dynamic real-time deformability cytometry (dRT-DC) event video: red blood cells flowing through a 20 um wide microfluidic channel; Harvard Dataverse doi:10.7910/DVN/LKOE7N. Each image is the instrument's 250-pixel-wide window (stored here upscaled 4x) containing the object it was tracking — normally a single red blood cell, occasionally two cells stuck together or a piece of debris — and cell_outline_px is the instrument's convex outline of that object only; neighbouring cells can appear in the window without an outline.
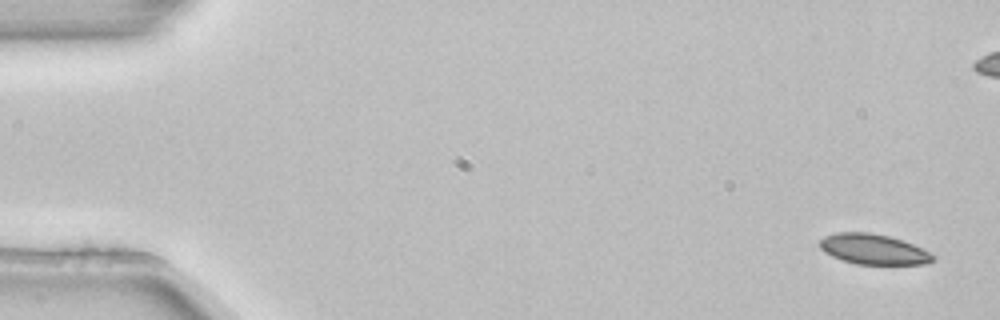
{"species": "common noctule bat (a hibernating species)", "species_latin": "Nyctalus noctula", "temperature_condition": "room temperature", "stored_images_in_passage": 4, "camera_frame_rate_fps": 3000, "um_per_image_px": 0.085, "animal": {"sex": "female", "body_mass_g": 22.7, "forearm_length_mm": 54.2}, "frame": {"image": 1, "passage_image": 1, "time_ms": 0.0, "image_size_px": [1000, 320], "cell_outline_px": [[936, 260], [924, 264], [856, 264], [832, 256], [824, 252], [820, 248], [820, 240], [824, 236], [836, 232], [868, 232], [888, 236], [912, 244], [936, 256]], "centroid_in_image_um": [74.22, 21.18], "position_along_channel_um": 10.8, "area_um2": 19.83}}